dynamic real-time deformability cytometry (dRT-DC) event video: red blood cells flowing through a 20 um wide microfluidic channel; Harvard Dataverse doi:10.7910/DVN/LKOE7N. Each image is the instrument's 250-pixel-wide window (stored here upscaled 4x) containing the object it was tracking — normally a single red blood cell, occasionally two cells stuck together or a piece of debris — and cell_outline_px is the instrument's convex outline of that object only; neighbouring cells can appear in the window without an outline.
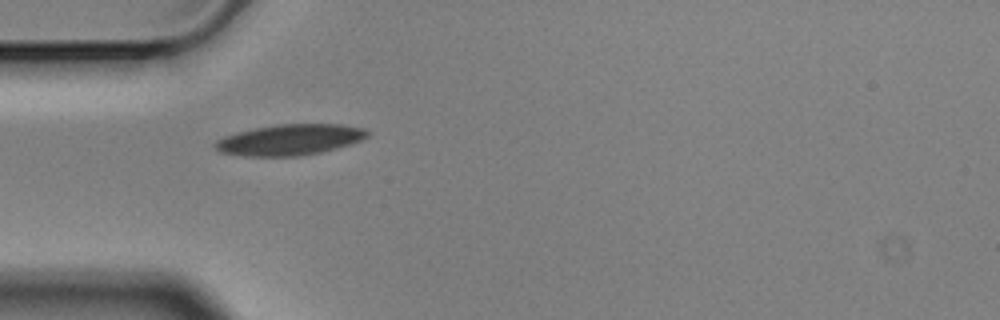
{"species": "Egyptian fruit bat (a non-hibernating species)", "species_latin": "Rousettus aegyptiacus", "temperature_condition": "cold", "stored_images_in_passage": 3, "camera_frame_rate_fps": 3000, "um_per_image_px": 0.085, "animal": {"sex": "male"}, "frame": {"image": 1, "passage_image": 2, "time_ms": 0.333, "image_size_px": [1000, 320], "cell_outline_px": [[368, 136], [360, 140], [336, 148], [320, 152], [300, 156], [244, 156], [220, 152], [212, 144], [216, 140], [224, 136], [236, 132], [276, 124], [340, 124], [364, 128], [368, 132]], "centroid_in_image_um": [24.59, 11.87], "position_along_channel_um": 60.4, "area_um2": 27.28}}
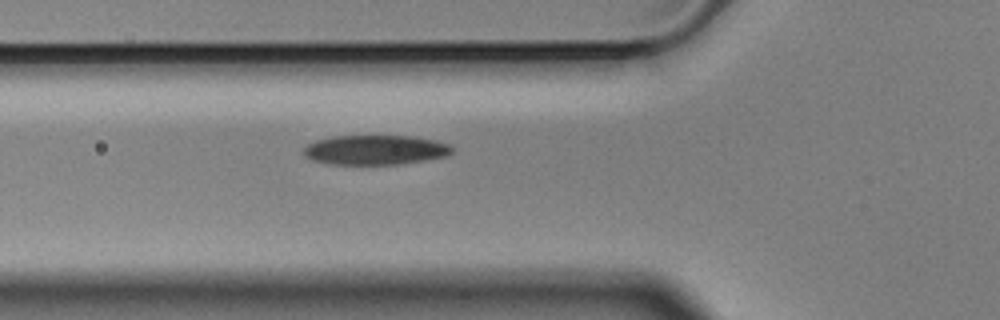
{"frame": {"image": 2, "passage_image": 3, "time_ms": 0.667, "image_size_px": [1000, 320], "cell_outline_px": [[456, 148], [448, 156], [400, 164], [332, 164], [312, 160], [304, 156], [304, 148], [308, 144], [316, 140], [332, 136], [412, 136], [436, 140], [448, 144]], "centroid_in_image_um": [31.93, 12.74], "position_along_channel_um": 93.9, "area_um2": 25.72}}